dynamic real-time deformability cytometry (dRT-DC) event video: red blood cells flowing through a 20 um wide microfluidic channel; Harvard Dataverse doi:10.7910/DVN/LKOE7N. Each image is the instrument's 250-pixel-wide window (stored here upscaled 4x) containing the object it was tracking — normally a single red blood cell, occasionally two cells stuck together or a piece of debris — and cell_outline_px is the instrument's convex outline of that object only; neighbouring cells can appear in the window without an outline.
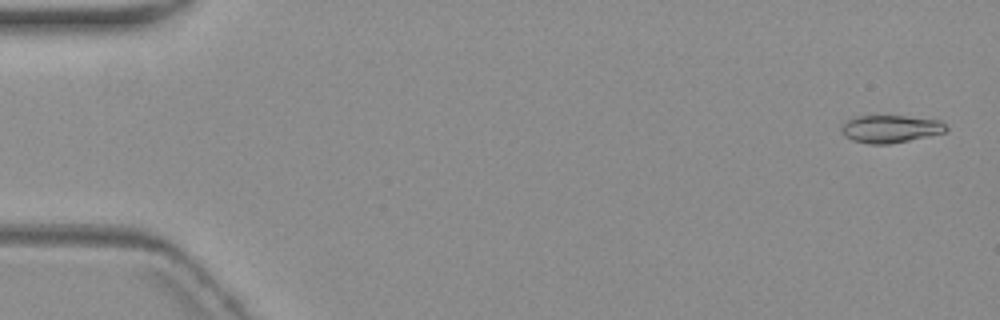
{"species": "common noctule bat (a hibernating species)", "species_latin": "Nyctalus noctula", "temperature_condition": "warm", "stored_images_in_passage": 4, "camera_frame_rate_fps": 3000, "um_per_image_px": 0.085, "animal": {"sex": "female", "body_mass_g": 19.3, "forearm_length_mm": 54.1}, "frame": {"image": 1, "passage_image": 1, "time_ms": 0.0, "image_size_px": [1000, 320], "cell_outline_px": [[948, 132], [888, 144], [868, 144], [852, 140], [844, 136], [840, 128], [848, 120], [856, 116], [904, 116], [940, 120], [948, 128]], "centroid_in_image_um": [75.69, 10.96], "position_along_channel_um": 9.3, "area_um2": 16.76}}